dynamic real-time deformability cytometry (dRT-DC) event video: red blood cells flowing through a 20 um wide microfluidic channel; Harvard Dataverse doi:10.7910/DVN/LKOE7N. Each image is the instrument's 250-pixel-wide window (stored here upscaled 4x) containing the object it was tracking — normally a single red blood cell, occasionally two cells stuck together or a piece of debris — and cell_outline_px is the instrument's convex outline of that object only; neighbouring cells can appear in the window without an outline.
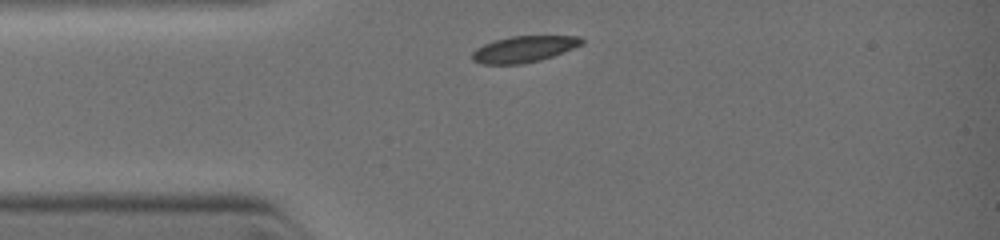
{"species": "common noctule bat (a hibernating species)", "species_latin": "Nyctalus noctula", "temperature_condition": "warm", "stored_images_in_passage": 4, "camera_frame_rate_fps": 3000, "um_per_image_px": 0.085, "animal": {"sex": "female", "body_mass_g": 19.0, "forearm_length_mm": 51.5}, "frame": {"image": 1, "passage_image": 1, "time_ms": 0.0, "image_size_px": [1000, 240], "cell_outline_px": [[584, 40], [580, 44], [572, 48], [552, 56], [540, 60], [520, 64], [484, 64], [472, 60], [472, 52], [476, 48], [484, 44], [496, 40], [512, 36], [580, 36]], "centroid_in_image_um": [44.49, 4.17], "position_along_channel_um": 40.5, "area_um2": 16.47}}